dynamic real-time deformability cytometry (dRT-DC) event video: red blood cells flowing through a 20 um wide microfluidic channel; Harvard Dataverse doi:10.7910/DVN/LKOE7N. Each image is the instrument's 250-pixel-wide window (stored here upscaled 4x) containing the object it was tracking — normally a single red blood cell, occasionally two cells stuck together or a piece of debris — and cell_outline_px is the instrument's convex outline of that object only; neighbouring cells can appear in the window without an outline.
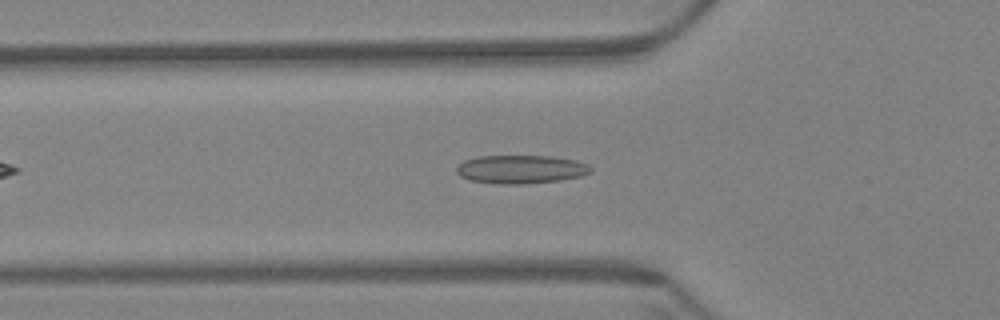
{"species": "Egyptian fruit bat (a non-hibernating species)", "species_latin": "Rousettus aegyptiacus", "temperature_condition": "warm", "stored_images_in_passage": 52, "camera_frame_rate_fps": 3000, "um_per_image_px": 0.085, "animal": {"sex": "female"}, "frame": {"image": 1, "passage_image": 13, "time_ms": 4.0, "image_size_px": [1000, 320], "cell_outline_px": [[592, 172], [580, 176], [560, 180], [524, 184], [500, 184], [472, 180], [460, 176], [456, 172], [456, 168], [464, 160], [476, 156], [552, 156], [576, 160], [588, 164], [592, 168]], "centroid_in_image_um": [44.29, 14.38], "position_along_channel_um": 81.5, "area_um2": 22.25}}
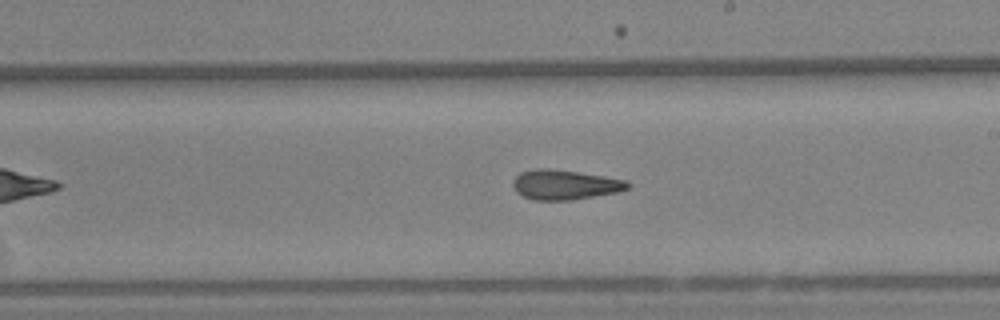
{"frame": {"image": 2, "passage_image": 27, "time_ms": 8.667, "image_size_px": [1000, 320], "cell_outline_px": [[632, 184], [628, 188], [616, 192], [572, 200], [532, 200], [516, 192], [512, 184], [512, 180], [520, 172], [536, 168], [544, 168], [576, 172], [604, 176], [628, 180]], "centroid_in_image_um": [48.0, 15.7], "position_along_channel_um": 241.0, "area_um2": 19.88}}
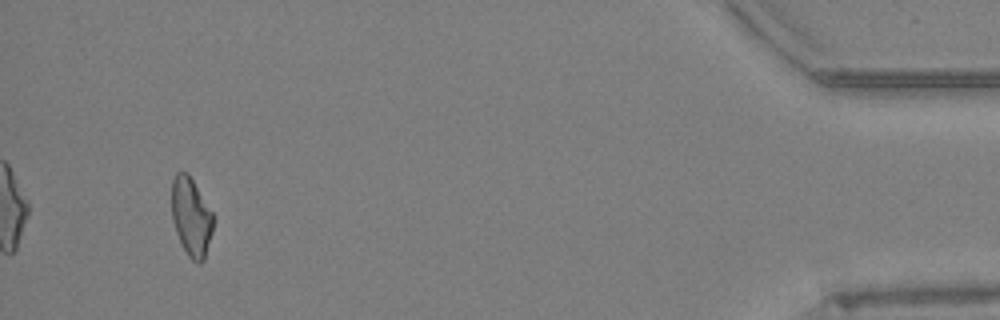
{"frame": {"image": 3, "passage_image": 49, "time_ms": 16.0, "image_size_px": [1000, 320], "cell_outline_px": [[212, 232], [204, 260], [200, 264], [196, 264], [188, 256], [176, 232], [172, 220], [172, 180], [176, 172], [188, 172], [212, 212]], "centroid_in_image_um": [16.24, 18.44], "position_along_channel_um": 419.0, "area_um2": 18.84}, "authors_computed_cell_mechanics": {"area_um2": 19.7965, "velocity_mm_per_s": 3.4286, "shape_relaxation_time_tau1_ms": null, "shape_relaxation_time_tau2_ms": 5.0162, "deformation_change_tau1": null, "deformation_change_tau2": 0.1343}}